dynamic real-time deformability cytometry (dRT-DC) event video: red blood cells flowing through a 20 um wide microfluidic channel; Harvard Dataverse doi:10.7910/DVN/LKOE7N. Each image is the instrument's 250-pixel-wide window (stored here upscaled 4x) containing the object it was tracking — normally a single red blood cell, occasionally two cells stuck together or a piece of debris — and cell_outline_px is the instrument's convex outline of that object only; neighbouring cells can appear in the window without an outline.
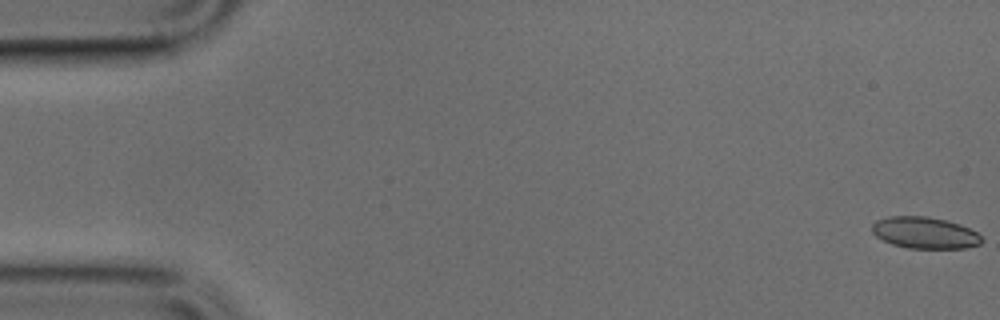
{"species": "common noctule bat (a hibernating species)", "species_latin": "Nyctalus noctula", "temperature_condition": "cold", "stored_images_in_passage": 50, "camera_frame_rate_fps": 3000, "um_per_image_px": 0.085, "animal": {"sex": "male", "body_mass_g": 17.9, "forearm_length_mm": 54.2}, "frame": {"image": 1, "passage_image": 1, "time_ms": 0.0, "image_size_px": [1000, 320], "cell_outline_px": [[984, 240], [980, 244], [964, 248], [908, 248], [892, 244], [876, 236], [872, 232], [872, 224], [876, 220], [888, 216], [928, 216], [960, 224], [976, 232]], "centroid_in_image_um": [78.59, 19.78], "position_along_channel_um": 6.4, "area_um2": 20.11}}
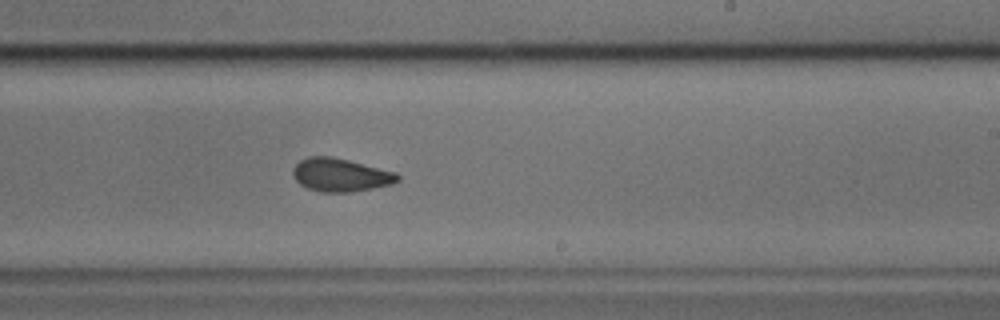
{"frame": {"image": 2, "passage_image": 30, "time_ms": 9.667, "image_size_px": [1000, 320], "cell_outline_px": [[400, 180], [392, 184], [372, 188], [348, 192], [320, 192], [308, 188], [300, 184], [296, 180], [292, 172], [296, 164], [300, 160], [308, 156], [332, 156], [396, 172], [400, 176]], "centroid_in_image_um": [28.94, 14.86], "position_along_channel_um": 260.1, "area_um2": 20.17}}
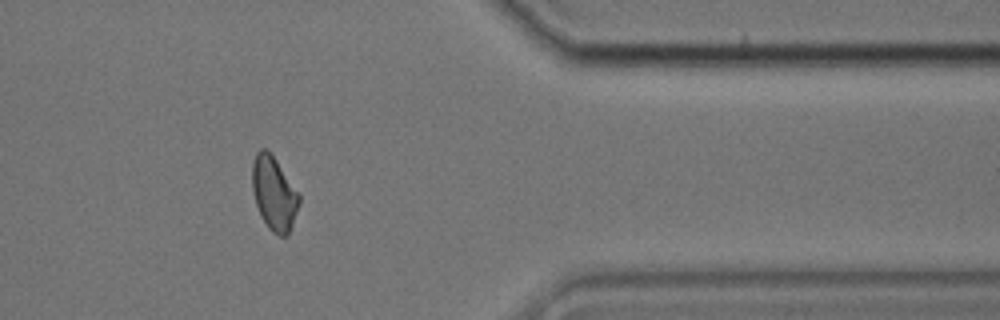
{"frame": {"image": 3, "passage_image": 41, "time_ms": 13.333, "image_size_px": [1000, 320], "cell_outline_px": [[300, 204], [288, 236], [280, 236], [272, 232], [268, 228], [260, 216], [256, 204], [252, 188], [252, 164], [256, 152], [260, 148], [268, 148], [300, 196]], "centroid_in_image_um": [23.28, 16.45], "position_along_channel_um": 388.1, "area_um2": 20.23}}